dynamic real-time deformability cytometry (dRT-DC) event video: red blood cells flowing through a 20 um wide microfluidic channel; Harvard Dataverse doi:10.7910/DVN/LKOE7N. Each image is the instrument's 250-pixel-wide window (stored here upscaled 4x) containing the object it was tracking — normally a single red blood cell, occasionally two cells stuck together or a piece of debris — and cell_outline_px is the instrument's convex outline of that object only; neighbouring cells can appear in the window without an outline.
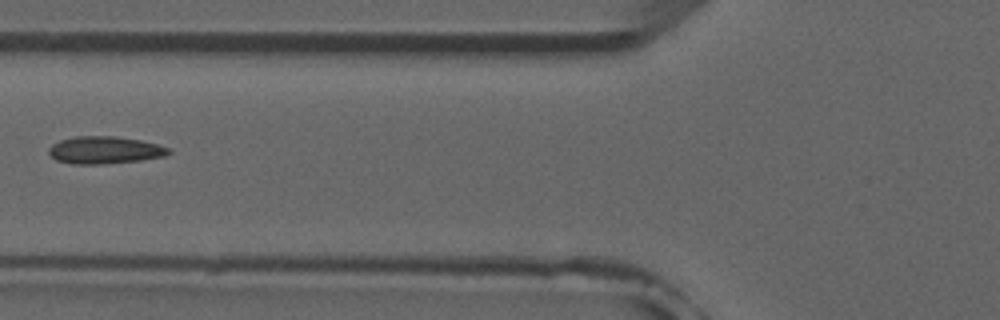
{"species": "common noctule bat (a hibernating species)", "species_latin": "Nyctalus noctula", "temperature_condition": "room temperature", "stored_images_in_passage": 5, "camera_frame_rate_fps": 3000, "um_per_image_px": 0.085, "animal": {"sex": "male", "forearm_length_mm": 52.5}, "frame": {"image": 1, "passage_image": 5, "time_ms": 4.667, "image_size_px": [1000, 320], "cell_outline_px": [[172, 152], [164, 156], [140, 160], [100, 164], [72, 164], [56, 160], [48, 152], [48, 148], [52, 144], [60, 140], [76, 136], [112, 136], [140, 140], [156, 144], [168, 148]], "centroid_in_image_um": [8.86, 12.76], "position_along_channel_um": 116.9, "area_um2": 18.96}}